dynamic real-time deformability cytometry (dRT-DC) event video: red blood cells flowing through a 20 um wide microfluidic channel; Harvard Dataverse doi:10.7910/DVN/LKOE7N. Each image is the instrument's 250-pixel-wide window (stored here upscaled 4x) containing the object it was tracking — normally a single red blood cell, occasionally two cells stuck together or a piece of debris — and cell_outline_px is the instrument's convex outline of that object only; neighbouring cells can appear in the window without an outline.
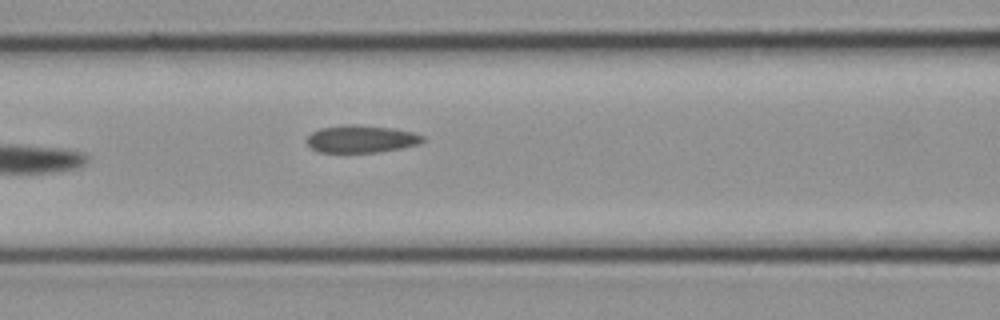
{"species": "common noctule bat (a hibernating species)", "species_latin": "Nyctalus noctula", "temperature_condition": "cold", "stored_images_in_passage": 11, "camera_frame_rate_fps": 3000, "um_per_image_px": 0.085, "animal": {"sex": "female", "body_mass_g": 21.9}, "frame": {"image": 1, "passage_image": 11, "time_ms": 3.333, "image_size_px": [1000, 320], "cell_outline_px": [[424, 140], [420, 144], [380, 152], [316, 152], [304, 140], [312, 132], [320, 128], [344, 124], [356, 124], [392, 128], [412, 132], [424, 136]], "centroid_in_image_um": [30.68, 11.8], "position_along_channel_um": 135.9, "area_um2": 18.67}}